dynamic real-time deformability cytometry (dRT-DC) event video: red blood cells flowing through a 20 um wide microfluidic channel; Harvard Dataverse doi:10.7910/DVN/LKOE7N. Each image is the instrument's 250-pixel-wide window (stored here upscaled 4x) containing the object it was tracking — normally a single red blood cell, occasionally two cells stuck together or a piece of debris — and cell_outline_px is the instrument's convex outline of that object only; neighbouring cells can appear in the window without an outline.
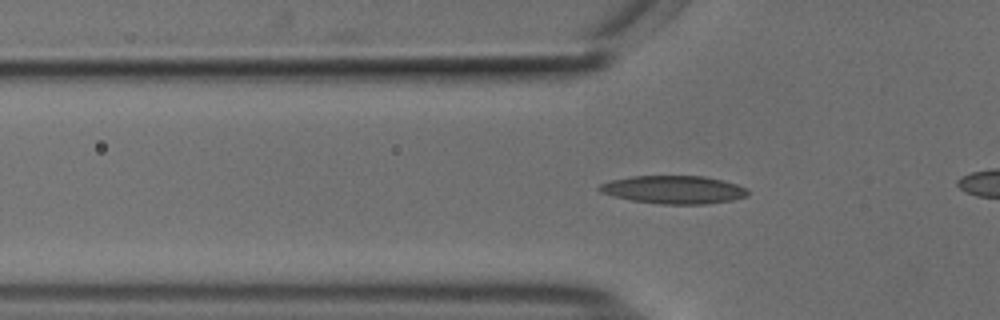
{"species": "common noctule bat (a hibernating species)", "species_latin": "Nyctalus noctula", "temperature_condition": "cold", "stored_images_in_passage": 46, "camera_frame_rate_fps": 3000, "um_per_image_px": 0.085, "animal": {"sex": "male", "body_mass_g": 18.8}, "frame": {"image": 1, "passage_image": 19, "time_ms": 6.0, "image_size_px": [1000, 320], "cell_outline_px": [[748, 196], [732, 200], [704, 204], [660, 204], [632, 200], [612, 196], [600, 192], [596, 188], [600, 184], [612, 180], [632, 176], [704, 176], [736, 184], [748, 188]], "centroid_in_image_um": [57.25, 16.12], "position_along_channel_um": 68.5, "area_um2": 24.22}}
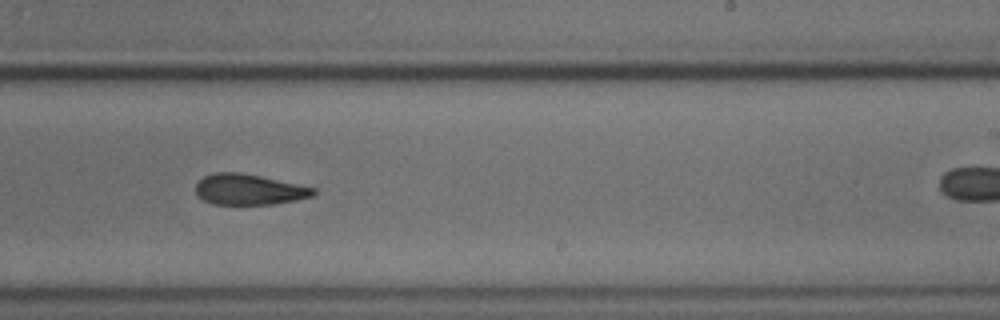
{"frame": {"image": 2, "passage_image": 35, "time_ms": 11.333, "image_size_px": [1000, 320], "cell_outline_px": [[316, 192], [312, 196], [296, 200], [272, 204], [212, 204], [196, 196], [196, 184], [204, 176], [212, 172], [240, 172], [260, 176], [316, 188]], "centroid_in_image_um": [21.13, 16.1], "position_along_channel_um": 267.9, "area_um2": 21.04}}
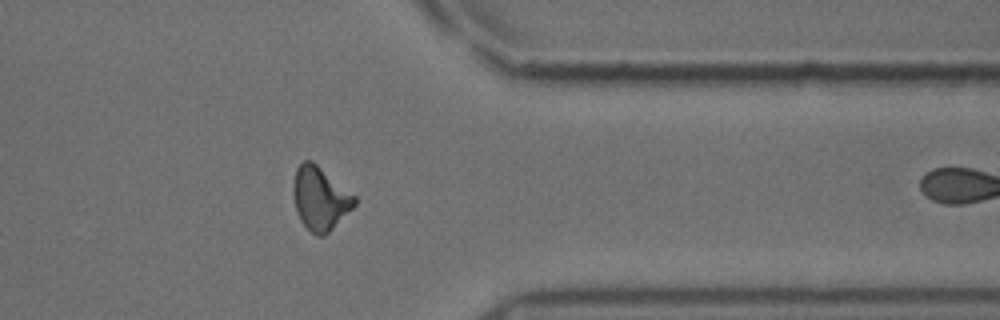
{"frame": {"image": 3, "passage_image": 45, "time_ms": 14.667, "image_size_px": [1000, 320], "cell_outline_px": [[356, 204], [324, 236], [316, 236], [300, 220], [296, 208], [292, 192], [296, 168], [304, 160], [312, 160], [356, 196]], "centroid_in_image_um": [27.2, 16.84], "position_along_channel_um": 384.2, "area_um2": 22.31}}